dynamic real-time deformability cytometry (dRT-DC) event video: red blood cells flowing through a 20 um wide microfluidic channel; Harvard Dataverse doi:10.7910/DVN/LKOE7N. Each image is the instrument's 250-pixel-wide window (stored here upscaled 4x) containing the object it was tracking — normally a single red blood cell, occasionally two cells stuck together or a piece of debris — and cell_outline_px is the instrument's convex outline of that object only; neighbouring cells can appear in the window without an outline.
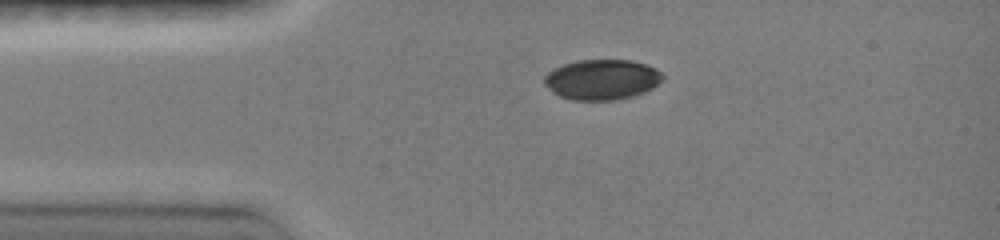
{"species": "common noctule bat (a hibernating species)", "species_latin": "Nyctalus noctula", "temperature_condition": "room temperature", "stored_images_in_passage": 5, "camera_frame_rate_fps": 3000, "um_per_image_px": 0.085, "animal": {"sex": "female", "body_mass_g": 19.0, "forearm_length_mm": 51.5}, "frame": {"image": 1, "passage_image": 1, "time_ms": 0.0, "image_size_px": [1000, 240], "cell_outline_px": [[664, 76], [652, 88], [644, 92], [632, 96], [616, 100], [572, 100], [560, 96], [552, 92], [544, 84], [544, 76], [548, 72], [564, 64], [576, 60], [632, 60], [656, 68]], "centroid_in_image_um": [51.14, 6.76], "position_along_channel_um": 33.9, "area_um2": 27.69}}